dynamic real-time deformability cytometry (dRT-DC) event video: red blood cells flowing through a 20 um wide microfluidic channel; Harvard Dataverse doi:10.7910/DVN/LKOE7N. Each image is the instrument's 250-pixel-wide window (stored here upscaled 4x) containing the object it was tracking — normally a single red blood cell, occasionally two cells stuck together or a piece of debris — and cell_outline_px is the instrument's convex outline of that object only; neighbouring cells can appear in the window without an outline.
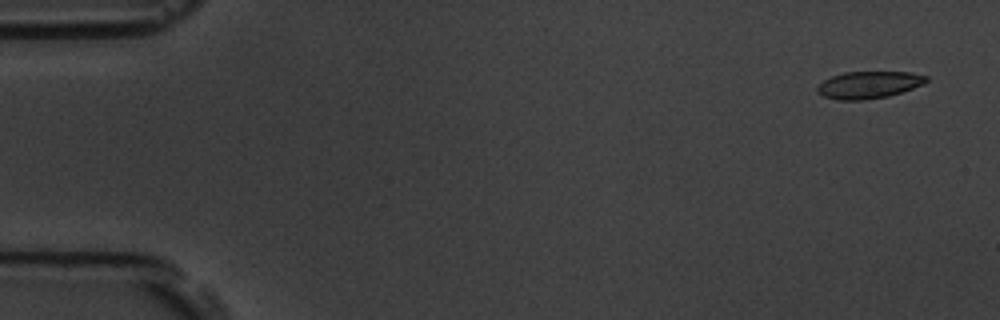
{"species": "common noctule bat (a hibernating species)", "species_latin": "Nyctalus noctula", "temperature_condition": "room temperature", "stored_images_in_passage": 6, "camera_frame_rate_fps": 3000, "um_per_image_px": 0.085, "animal": {"sex": "male", "body_mass_g": 19.5, "forearm_length_mm": 54.6}, "frame": {"image": 1, "passage_image": 1, "time_ms": 0.0, "image_size_px": [1000, 320], "cell_outline_px": [[928, 80], [924, 84], [888, 96], [864, 100], [836, 100], [824, 96], [816, 92], [816, 88], [824, 80], [832, 76], [844, 72], [908, 72], [928, 76]], "centroid_in_image_um": [73.83, 7.21], "position_along_channel_um": 11.2, "area_um2": 17.17}}
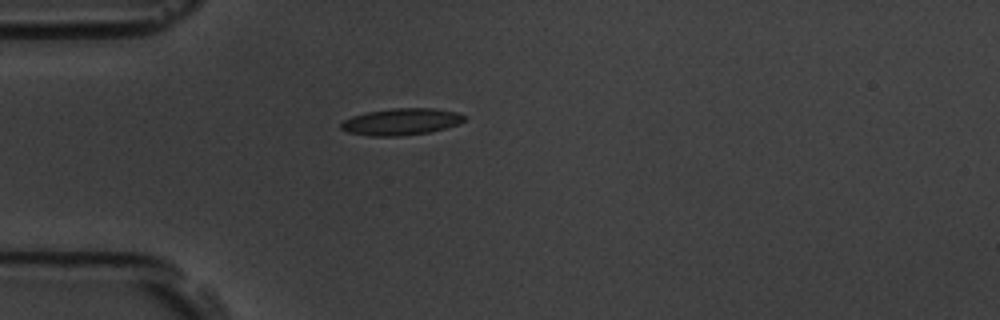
{"frame": {"image": 2, "passage_image": 5, "time_ms": 4.333, "image_size_px": [1000, 320], "cell_outline_px": [[468, 116], [464, 120], [456, 124], [444, 128], [428, 132], [400, 136], [368, 136], [348, 132], [340, 128], [340, 124], [344, 120], [352, 116], [368, 112], [392, 108], [436, 108], [456, 112]], "centroid_in_image_um": [34.09, 10.34], "position_along_channel_um": 50.9, "area_um2": 19.13}}